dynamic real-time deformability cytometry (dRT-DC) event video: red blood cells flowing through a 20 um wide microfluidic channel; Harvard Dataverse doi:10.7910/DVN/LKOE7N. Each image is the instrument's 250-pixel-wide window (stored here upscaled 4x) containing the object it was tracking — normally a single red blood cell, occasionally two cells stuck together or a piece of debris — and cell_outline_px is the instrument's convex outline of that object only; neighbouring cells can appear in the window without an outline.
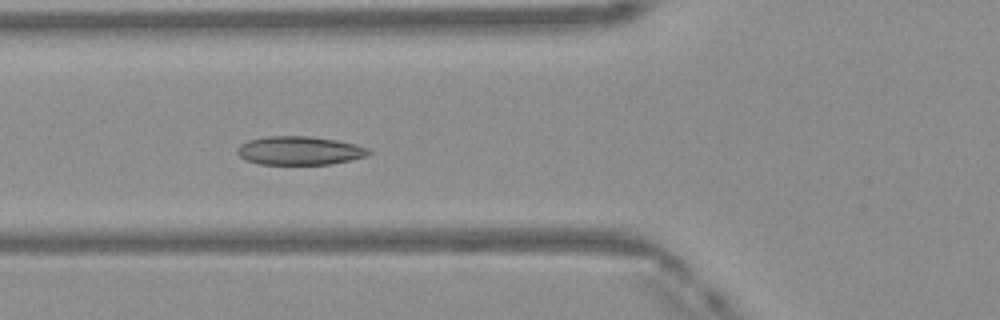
{"species": "Egyptian fruit bat (a non-hibernating species)", "species_latin": "Rousettus aegyptiacus", "temperature_condition": "warm", "stored_images_in_passage": 27, "camera_frame_rate_fps": 3000, "um_per_image_px": 0.085, "frame": {"image": 1, "passage_image": 11, "time_ms": 3.333, "image_size_px": [1000, 320], "cell_outline_px": [[372, 152], [368, 156], [332, 164], [260, 164], [244, 160], [236, 152], [236, 148], [240, 144], [248, 140], [268, 136], [312, 136], [336, 140], [356, 144], [368, 148]], "centroid_in_image_um": [25.46, 12.8], "position_along_channel_um": 100.3, "area_um2": 22.08}}
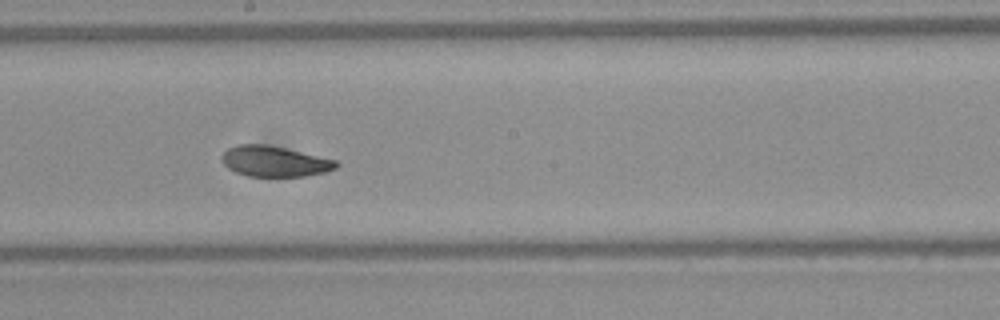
{"frame": {"image": 2, "passage_image": 20, "time_ms": 6.333, "image_size_px": [1000, 320], "cell_outline_px": [[340, 164], [336, 168], [324, 172], [308, 176], [248, 176], [236, 172], [228, 168], [224, 164], [220, 156], [228, 148], [240, 144], [264, 144], [284, 148], [336, 160]], "centroid_in_image_um": [23.33, 13.72], "position_along_channel_um": 224.9, "area_um2": 20.23}}
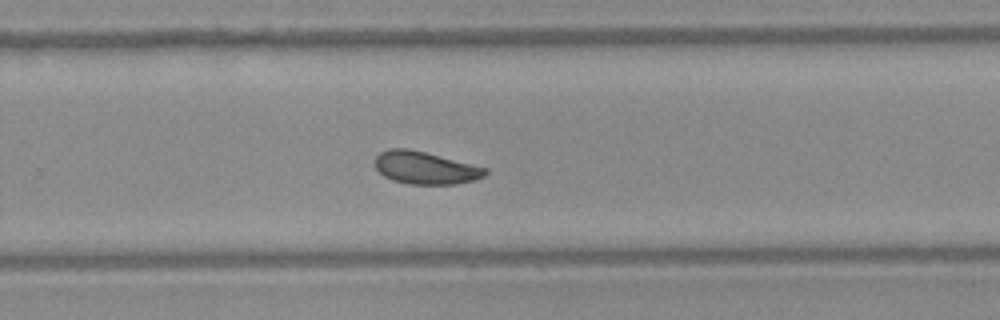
{"frame": {"image": 3, "passage_image": 25, "time_ms": 8.0, "image_size_px": [1000, 320], "cell_outline_px": [[488, 172], [484, 176], [476, 180], [456, 184], [408, 184], [392, 180], [384, 176], [376, 168], [376, 156], [380, 152], [388, 148], [408, 148], [488, 168]], "centroid_in_image_um": [36.16, 14.27], "position_along_channel_um": 293.6, "area_um2": 20.87}}